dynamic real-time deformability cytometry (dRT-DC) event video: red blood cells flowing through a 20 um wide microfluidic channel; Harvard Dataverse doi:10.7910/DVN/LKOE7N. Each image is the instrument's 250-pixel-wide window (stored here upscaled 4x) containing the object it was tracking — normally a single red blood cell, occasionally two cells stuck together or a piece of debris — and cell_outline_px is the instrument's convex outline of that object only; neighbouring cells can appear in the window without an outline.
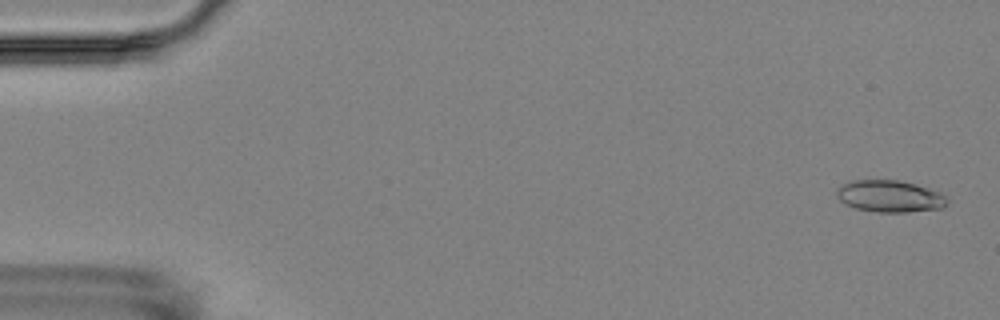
{"species": "Egyptian fruit bat (a non-hibernating species)", "species_latin": "Rousettus aegyptiacus", "temperature_condition": "room temperature", "stored_images_in_passage": 17, "camera_frame_rate_fps": 3000, "um_per_image_px": 0.085, "animal": {"sex": "female"}, "frame": {"image": 1, "passage_image": 1, "time_ms": 0.0, "image_size_px": [1000, 320], "cell_outline_px": [[948, 204], [940, 208], [908, 212], [876, 212], [856, 208], [844, 204], [836, 196], [836, 188], [840, 184], [852, 180], [900, 180], [916, 184], [940, 192], [948, 200]], "centroid_in_image_um": [75.59, 16.67], "position_along_channel_um": 9.4, "area_um2": 20.69}}
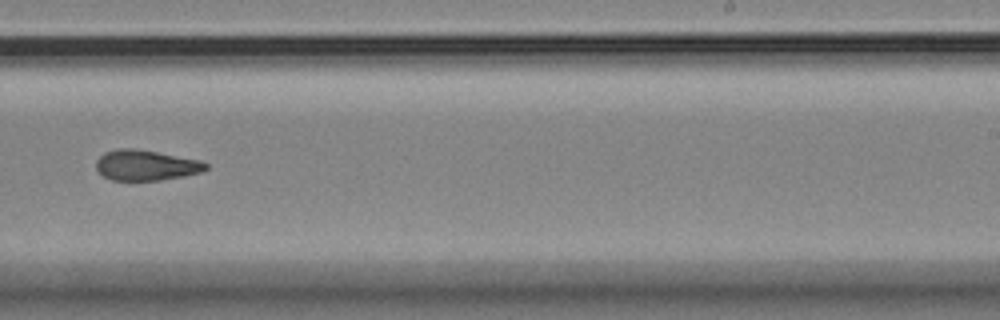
{"frame": {"image": 2, "passage_image": 11, "time_ms": 11.333, "image_size_px": [1000, 320], "cell_outline_px": [[208, 168], [200, 172], [184, 176], [160, 180], [112, 180], [104, 176], [96, 168], [96, 160], [104, 152], [116, 148], [136, 148], [200, 160], [208, 164]], "centroid_in_image_um": [12.39, 14.03], "position_along_channel_um": 276.6, "area_um2": 19.48}}
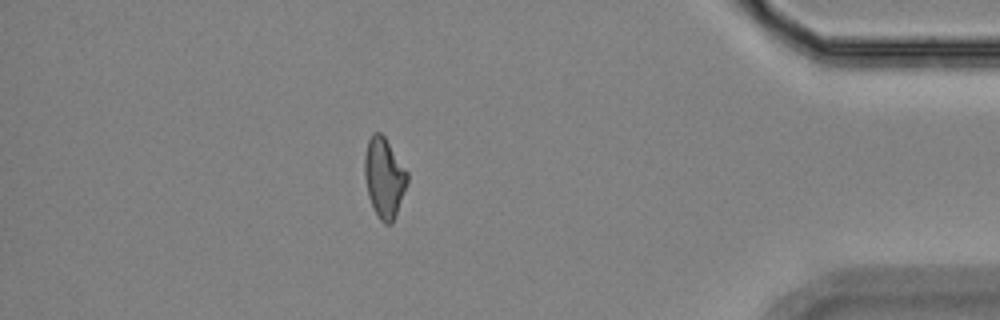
{"frame": {"image": 3, "passage_image": 15, "time_ms": 16.0, "image_size_px": [1000, 320], "cell_outline_px": [[408, 180], [392, 224], [384, 224], [380, 220], [368, 196], [364, 176], [364, 156], [368, 140], [376, 132], [380, 132], [384, 136], [408, 172]], "centroid_in_image_um": [32.64, 15.1], "position_along_channel_um": 402.6, "area_um2": 19.59}, "authors_computed_cell_mechanics": {"area_um2": 19.941, "velocity_mm_per_s": 3.5371, "shape_relaxation_time_tau1_ms": null, "shape_relaxation_time_tau2_ms": 4.1569, "deformation_change_tau1": null, "deformation_change_tau2": 0.1218}}